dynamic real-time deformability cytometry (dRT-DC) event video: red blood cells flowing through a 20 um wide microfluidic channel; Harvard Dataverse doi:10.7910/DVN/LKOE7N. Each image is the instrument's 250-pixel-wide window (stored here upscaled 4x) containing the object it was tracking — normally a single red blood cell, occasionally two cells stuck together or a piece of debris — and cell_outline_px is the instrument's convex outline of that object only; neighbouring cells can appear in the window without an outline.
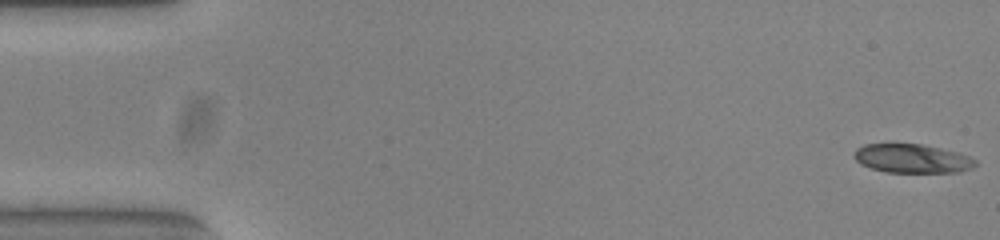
{"species": "common noctule bat (a hibernating species)", "species_latin": "Nyctalus noctula", "temperature_condition": "warm", "stored_images_in_passage": 53, "camera_frame_rate_fps": 3000, "um_per_image_px": 0.085, "animal": {"sex": "female", "body_mass_g": 23.0, "forearm_length_mm": 53.4}, "frame": {"image": 1, "passage_image": 1, "time_ms": 0.0, "image_size_px": [1000, 240], "cell_outline_px": [[976, 164], [972, 168], [960, 172], [884, 172], [860, 164], [852, 156], [856, 148], [864, 144], [920, 144], [940, 148], [956, 152], [968, 156], [976, 160]], "centroid_in_image_um": [77.5, 13.48], "position_along_channel_um": 7.5, "area_um2": 20.35}}
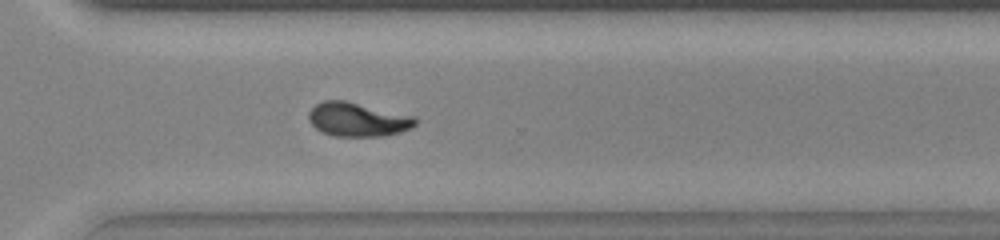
{"frame": {"image": 2, "passage_image": 38, "time_ms": 12.333, "image_size_px": [1000, 240], "cell_outline_px": [[420, 120], [412, 128], [400, 132], [384, 136], [336, 136], [324, 132], [316, 128], [308, 120], [308, 112], [316, 104], [324, 100], [344, 100], [416, 116]], "centroid_in_image_um": [30.45, 10.15], "position_along_channel_um": 340.2, "area_um2": 21.21}}
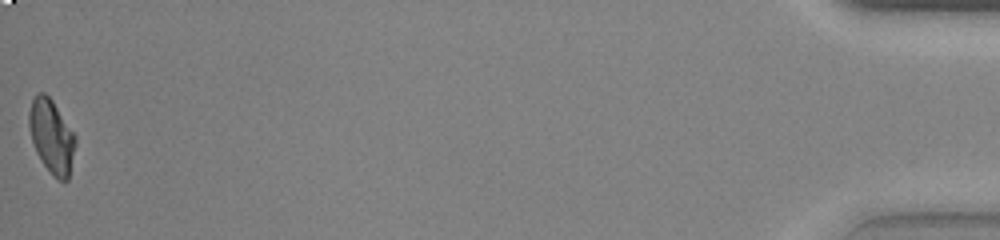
{"frame": {"image": 3, "passage_image": 53, "time_ms": 17.333, "image_size_px": [1000, 240], "cell_outline_px": [[76, 144], [68, 180], [60, 180], [52, 176], [40, 160], [36, 152], [32, 140], [28, 124], [28, 112], [32, 100], [40, 92], [44, 92], [52, 100], [76, 136]], "centroid_in_image_um": [4.38, 11.61], "position_along_channel_um": 430.8, "area_um2": 19.88}, "authors_computed_cell_mechanics": {"area_um2": 20.8658, "velocity_mm_per_s": 3.8561, "shape_relaxation_time_tau1_ms": 5.8059, "shape_relaxation_time_tau2_ms": 1.5378, "deformation_change_tau1": 0.2247, "deformation_change_tau2": 0.0728}}